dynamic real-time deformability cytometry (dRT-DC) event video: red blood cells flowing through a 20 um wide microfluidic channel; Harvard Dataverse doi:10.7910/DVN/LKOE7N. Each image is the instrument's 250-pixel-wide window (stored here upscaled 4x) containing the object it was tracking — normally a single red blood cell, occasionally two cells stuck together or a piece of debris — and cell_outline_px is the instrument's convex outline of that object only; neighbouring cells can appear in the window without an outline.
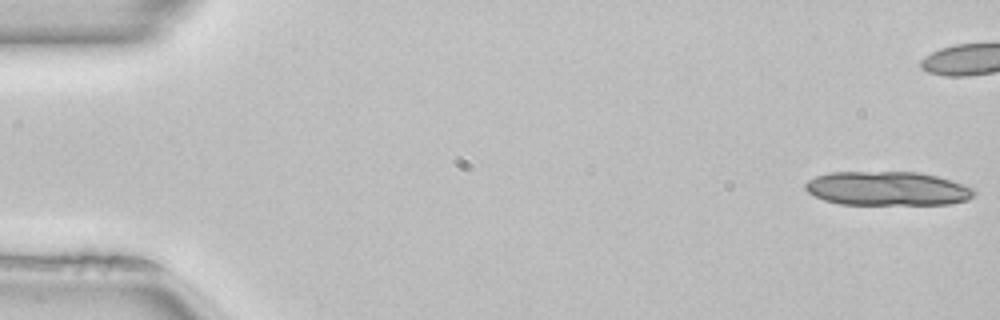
{"species": "common noctule bat (a hibernating species)", "species_latin": "Nyctalus noctula", "temperature_condition": "room temperature", "stored_images_in_passage": 13, "camera_frame_rate_fps": 3000, "um_per_image_px": 0.085, "animal": {"sex": "female", "body_mass_g": 22.7, "forearm_length_mm": 54.2}, "frame": {"image": 1, "passage_image": 1, "time_ms": 0.0, "image_size_px": [1000, 320], "cell_outline_px": [[976, 192], [968, 200], [948, 204], [840, 204], [824, 200], [808, 192], [804, 188], [804, 184], [808, 180], [816, 176], [828, 172], [920, 172], [936, 176], [964, 184], [976, 188]], "centroid_in_image_um": [75.43, 16.02], "position_along_channel_um": 9.6, "area_um2": 33.58}}